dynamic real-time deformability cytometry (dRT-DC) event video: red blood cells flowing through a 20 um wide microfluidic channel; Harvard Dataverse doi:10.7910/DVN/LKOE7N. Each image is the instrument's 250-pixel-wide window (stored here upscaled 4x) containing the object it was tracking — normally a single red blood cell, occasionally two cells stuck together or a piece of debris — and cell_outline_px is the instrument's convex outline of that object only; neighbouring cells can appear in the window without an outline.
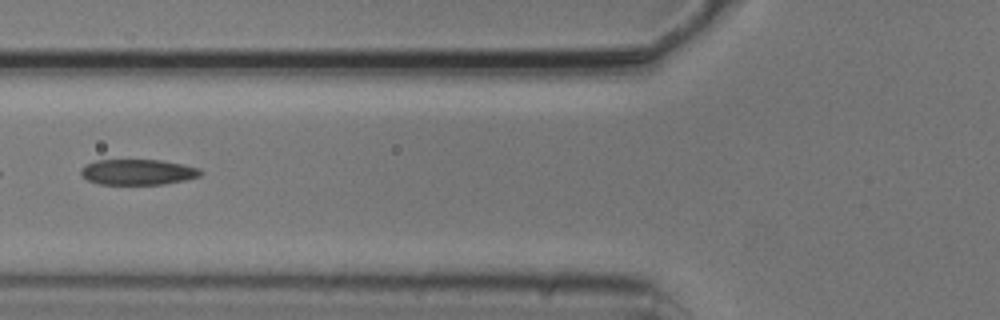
{"species": "common noctule bat (a hibernating species)", "species_latin": "Nyctalus noctula", "temperature_condition": "cold", "stored_images_in_passage": 6, "camera_frame_rate_fps": 3000, "um_per_image_px": 0.085, "animal": {"sex": "male", "body_mass_g": 20.5, "forearm_length_mm": 52.5}, "frame": {"image": 1, "passage_image": 2, "time_ms": 0.333, "image_size_px": [1000, 320], "cell_outline_px": [[204, 172], [200, 176], [184, 180], [164, 184], [100, 184], [88, 180], [80, 172], [80, 168], [84, 164], [96, 160], [160, 160], [184, 164], [200, 168]], "centroid_in_image_um": [11.73, 14.61], "position_along_channel_um": 114.1, "area_um2": 17.92}}
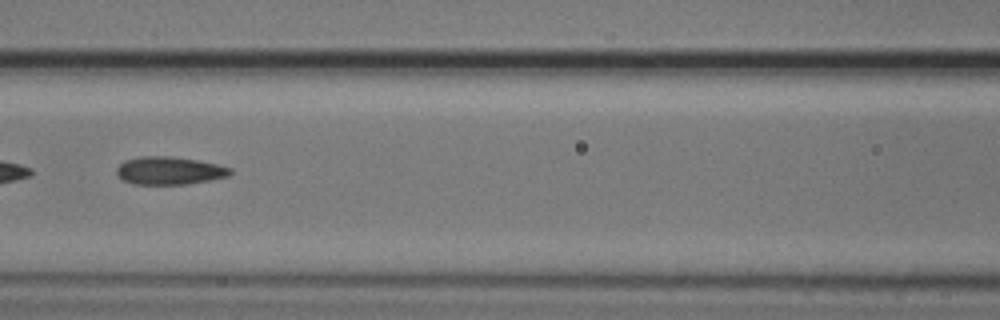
{"frame": {"image": 2, "passage_image": 3, "time_ms": 0.667, "image_size_px": [1000, 320], "cell_outline_px": [[232, 172], [228, 176], [188, 184], [132, 184], [120, 180], [116, 172], [116, 168], [124, 160], [140, 156], [172, 156], [196, 160], [216, 164], [232, 168]], "centroid_in_image_um": [14.34, 14.5], "position_along_channel_um": 152.3, "area_um2": 18.55}}
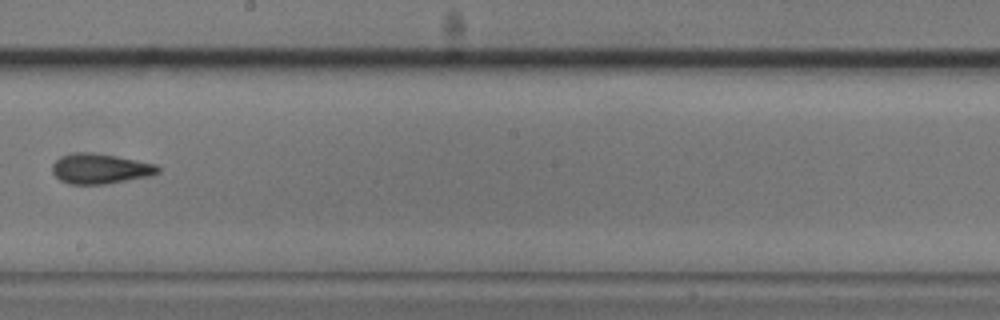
{"frame": {"image": 3, "passage_image": 5, "time_ms": 1.333, "image_size_px": [1000, 320], "cell_outline_px": [[160, 172], [152, 176], [104, 184], [68, 184], [60, 180], [52, 172], [52, 164], [60, 156], [76, 152], [92, 152], [116, 156], [156, 164], [160, 168]], "centroid_in_image_um": [8.52, 14.34], "position_along_channel_um": 239.7, "area_um2": 18.67}}